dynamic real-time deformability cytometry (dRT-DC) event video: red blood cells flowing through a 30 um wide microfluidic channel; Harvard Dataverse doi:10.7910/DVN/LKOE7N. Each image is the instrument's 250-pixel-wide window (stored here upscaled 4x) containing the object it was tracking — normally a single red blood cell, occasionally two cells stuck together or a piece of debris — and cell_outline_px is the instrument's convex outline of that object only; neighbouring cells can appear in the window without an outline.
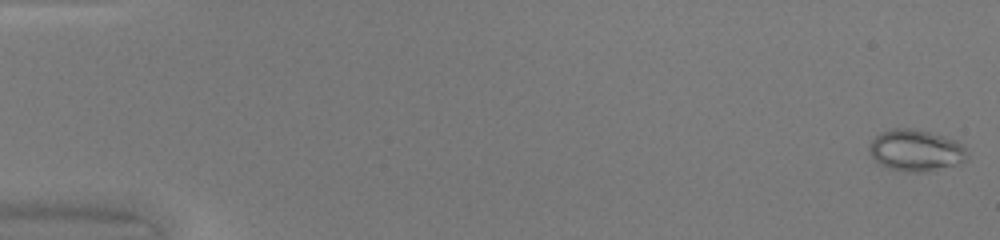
{"species": "common noctule bat (a hibernating species)", "species_latin": "Nyctalus noctula", "temperature_condition": "warm", "stored_images_in_passage": 49, "camera_frame_rate_fps": 3000, "um_per_image_px": 0.085, "animal": {"sex": "female", "body_mass_g": 20.0, "forearm_length_mm": 54.0}, "frame": {"image": 1, "passage_image": 1, "time_ms": 0.0, "image_size_px": [1000, 240], "cell_outline_px": [[968, 156], [964, 160], [928, 172], [908, 172], [888, 168], [880, 164], [872, 156], [868, 148], [872, 140], [876, 136], [892, 128], [912, 128], [928, 132], [956, 140], [968, 152]], "centroid_in_image_um": [77.82, 12.78], "position_along_channel_um": 7.2, "area_um2": 23.29}}
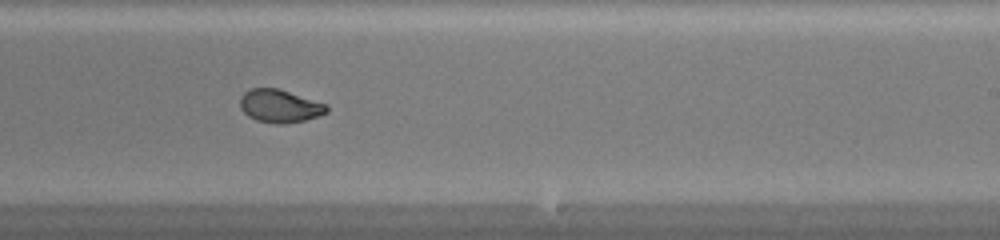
{"frame": {"image": 2, "passage_image": 31, "time_ms": 10.0, "image_size_px": [1000, 240], "cell_outline_px": [[328, 112], [304, 120], [284, 124], [280, 124], [256, 120], [248, 116], [240, 108], [240, 96], [244, 92], [252, 88], [276, 88], [328, 104]], "centroid_in_image_um": [23.76, 9.01], "position_along_channel_um": 265.2, "area_um2": 16.53}}
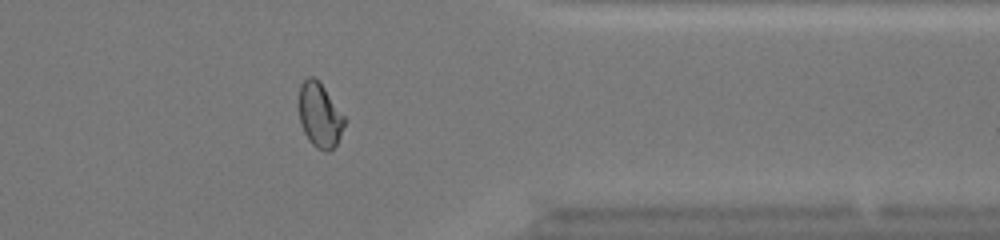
{"frame": {"image": 3, "passage_image": 40, "time_ms": 13.0, "image_size_px": [1000, 240], "cell_outline_px": [[344, 124], [340, 136], [336, 144], [328, 152], [324, 152], [316, 148], [308, 140], [304, 132], [300, 120], [300, 84], [308, 76], [312, 76], [320, 80], [344, 116]], "centroid_in_image_um": [27.18, 9.78], "position_along_channel_um": 384.2, "area_um2": 16.99}, "authors_computed_cell_mechanics": {"area_um2": 18.8428, "velocity_mm_per_s": 4.296, "shape_relaxation_time_tau1_ms": 5.3458, "shape_relaxation_time_tau2_ms": null, "deformation_change_tau1": 0.1793, "deformation_change_tau2": null}}